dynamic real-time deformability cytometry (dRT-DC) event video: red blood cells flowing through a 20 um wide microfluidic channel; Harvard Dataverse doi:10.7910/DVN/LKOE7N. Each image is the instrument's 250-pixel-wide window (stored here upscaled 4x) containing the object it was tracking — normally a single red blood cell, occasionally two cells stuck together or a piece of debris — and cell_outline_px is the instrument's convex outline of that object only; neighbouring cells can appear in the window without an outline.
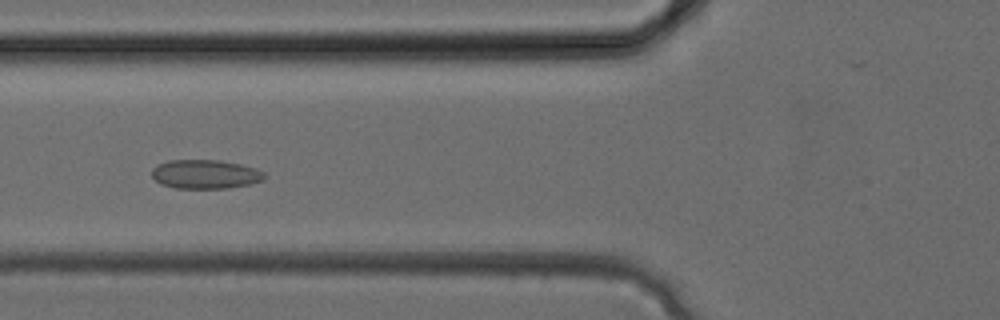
{"species": "common noctule bat (a hibernating species)", "species_latin": "Nyctalus noctula", "temperature_condition": "cold", "stored_images_in_passage": 34, "camera_frame_rate_fps": 3000, "um_per_image_px": 0.085, "animal": {"sex": "female", "body_mass_g": 24.6, "forearm_length_mm": 56.2}, "frame": {"image": 1, "passage_image": 13, "time_ms": 4.0, "image_size_px": [1000, 320], "cell_outline_px": [[264, 180], [248, 184], [228, 188], [176, 188], [160, 184], [152, 176], [152, 168], [168, 160], [220, 160], [240, 164], [256, 168], [264, 172]], "centroid_in_image_um": [17.45, 14.8], "position_along_channel_um": 108.4, "area_um2": 18.96}}
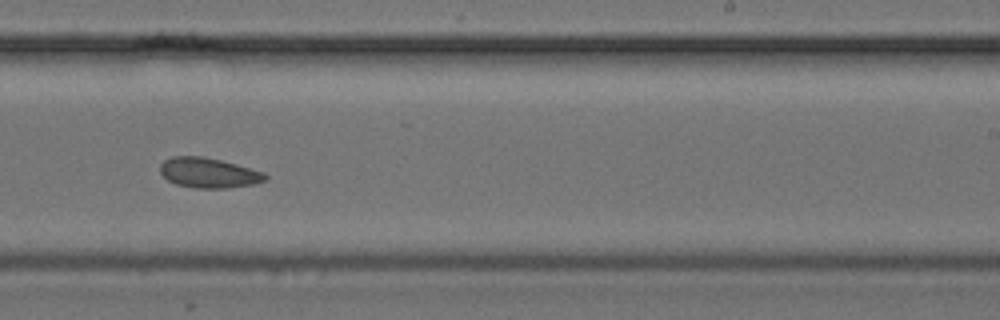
{"frame": {"image": 2, "passage_image": 21, "time_ms": 6.667, "image_size_px": [1000, 320], "cell_outline_px": [[268, 176], [264, 180], [256, 184], [228, 188], [196, 188], [176, 184], [168, 180], [160, 172], [160, 164], [164, 160], [172, 156], [204, 156], [236, 164], [264, 172]], "centroid_in_image_um": [17.73, 14.69], "position_along_channel_um": 271.3, "area_um2": 18.44}}
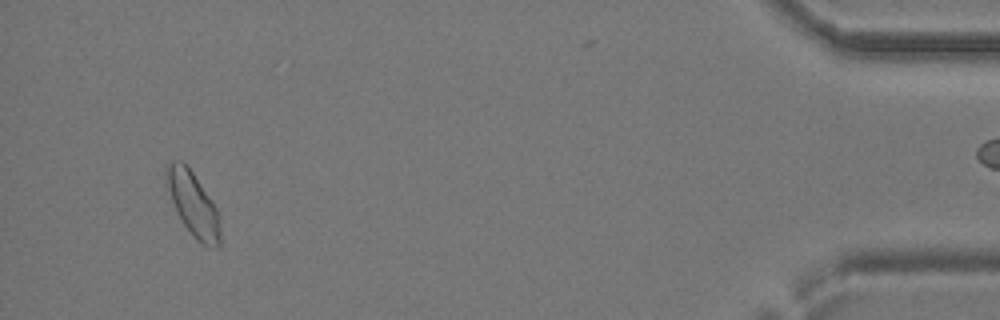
{"frame": {"image": 3, "passage_image": 32, "time_ms": 10.333, "image_size_px": [1000, 320], "cell_outline_px": [[220, 248], [216, 248], [204, 244], [196, 240], [184, 224], [176, 212], [164, 184], [164, 164], [172, 160], [180, 160], [192, 172], [212, 200], [220, 216]], "centroid_in_image_um": [16.37, 17.31], "position_along_channel_um": 418.8, "area_um2": 20.46}}